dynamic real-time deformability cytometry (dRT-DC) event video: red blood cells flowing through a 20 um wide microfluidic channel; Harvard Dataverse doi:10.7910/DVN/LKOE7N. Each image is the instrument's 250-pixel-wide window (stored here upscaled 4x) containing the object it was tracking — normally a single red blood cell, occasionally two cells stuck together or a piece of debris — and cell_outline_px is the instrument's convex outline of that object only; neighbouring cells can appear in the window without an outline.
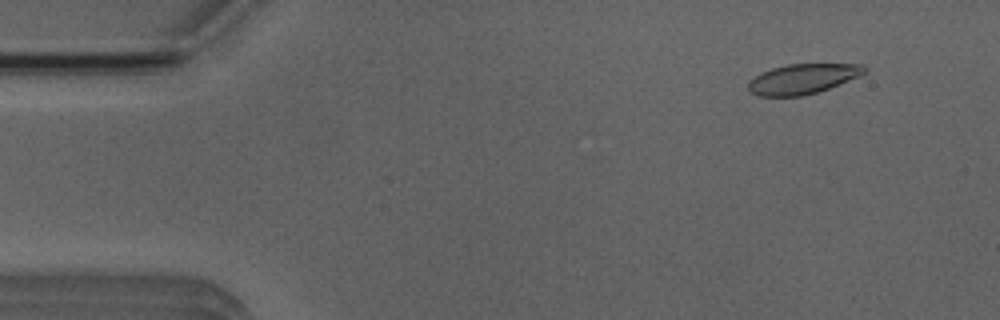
{"species": "Egyptian fruit bat (a non-hibernating species)", "species_latin": "Rousettus aegyptiacus", "temperature_condition": "room temperature", "stored_images_in_passage": 5, "camera_frame_rate_fps": 3000, "um_per_image_px": 0.085, "animal": {"sex": "male"}, "frame": {"image": 1, "passage_image": 2, "time_ms": 1.0, "image_size_px": [1000, 320], "cell_outline_px": [[868, 68], [860, 76], [828, 88], [816, 92], [800, 96], [756, 96], [748, 92], [748, 84], [760, 72], [772, 68], [788, 64], [864, 64]], "centroid_in_image_um": [68.21, 6.7], "position_along_channel_um": 16.8, "area_um2": 20.23}}